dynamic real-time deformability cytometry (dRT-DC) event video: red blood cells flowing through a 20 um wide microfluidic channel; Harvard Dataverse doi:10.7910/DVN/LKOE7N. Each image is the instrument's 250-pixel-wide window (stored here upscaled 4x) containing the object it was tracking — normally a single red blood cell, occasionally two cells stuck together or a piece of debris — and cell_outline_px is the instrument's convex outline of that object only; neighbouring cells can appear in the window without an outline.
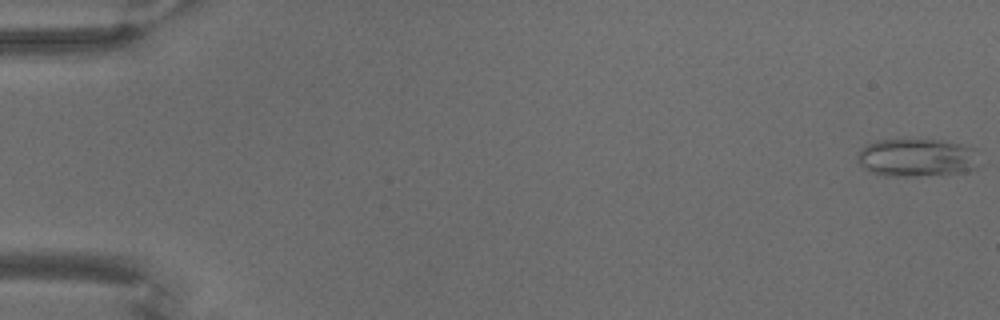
{"species": "common noctule bat (a hibernating species)", "species_latin": "Nyctalus noctula", "temperature_condition": "warm", "stored_images_in_passage": 70, "camera_frame_rate_fps": 3000, "um_per_image_px": 0.085, "animal": {"sex": "male", "body_mass_g": 18.8}, "frame": {"image": 1, "passage_image": 1, "time_ms": 0.0, "image_size_px": [1000, 320], "cell_outline_px": [[976, 168], [968, 172], [916, 176], [884, 176], [872, 172], [864, 168], [856, 160], [856, 156], [868, 144], [880, 140], [944, 140], [976, 148]], "centroid_in_image_um": [77.95, 13.41], "position_along_channel_um": 7.1, "area_um2": 26.93}}
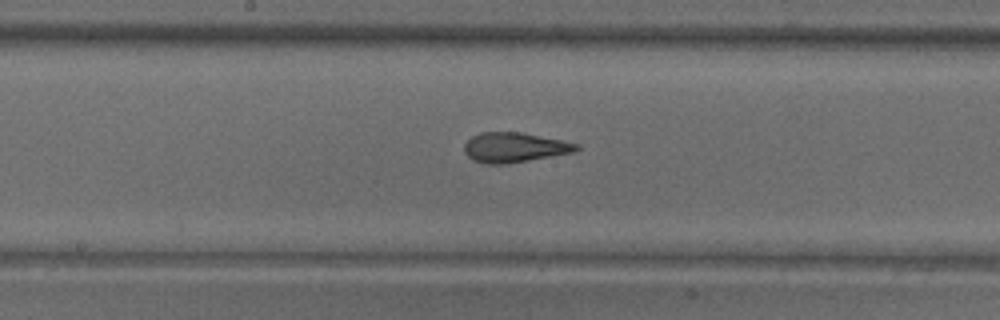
{"frame": {"image": 2, "passage_image": 38, "time_ms": 12.333, "image_size_px": [1000, 320], "cell_outline_px": [[580, 148], [572, 152], [508, 164], [488, 164], [472, 160], [464, 152], [464, 144], [472, 136], [480, 132], [520, 132], [580, 144]], "centroid_in_image_um": [43.69, 12.53], "position_along_channel_um": 204.5, "area_um2": 19.36}}
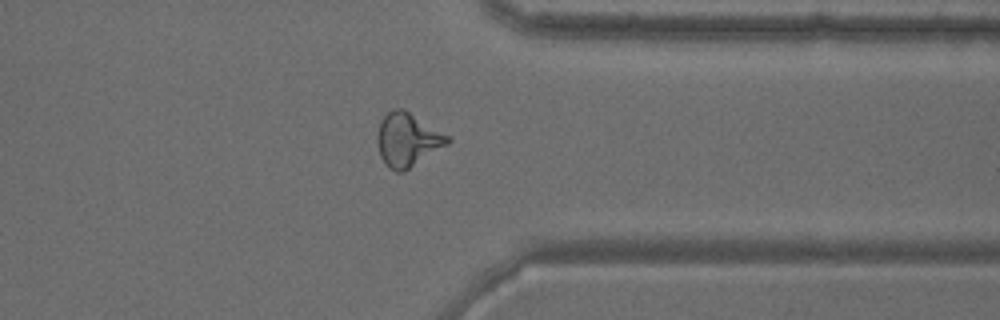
{"frame": {"image": 3, "passage_image": 56, "time_ms": 18.333, "image_size_px": [1000, 320], "cell_outline_px": [[452, 140], [448, 144], [404, 172], [396, 172], [384, 164], [380, 156], [376, 140], [376, 136], [380, 120], [392, 108], [404, 108], [448, 136]], "centroid_in_image_um": [34.6, 11.88], "position_along_channel_um": 376.8, "area_um2": 22.02}}